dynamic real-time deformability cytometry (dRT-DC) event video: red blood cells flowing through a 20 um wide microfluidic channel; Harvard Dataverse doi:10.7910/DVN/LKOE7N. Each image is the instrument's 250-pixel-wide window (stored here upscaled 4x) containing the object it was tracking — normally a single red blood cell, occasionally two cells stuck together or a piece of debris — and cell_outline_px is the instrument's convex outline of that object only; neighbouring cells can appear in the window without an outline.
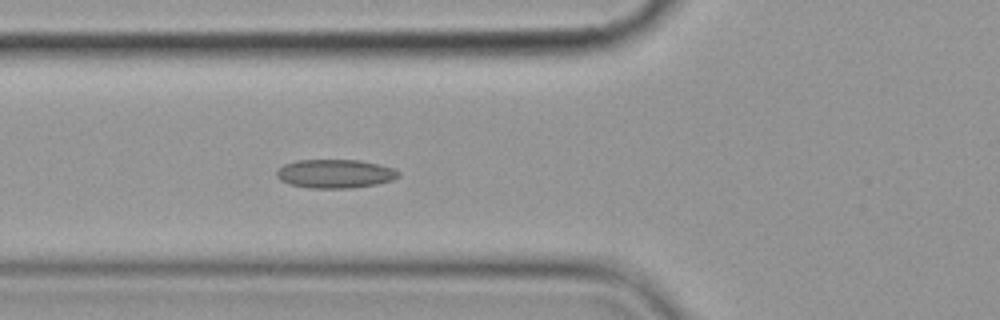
{"species": "common noctule bat (a hibernating species)", "species_latin": "Nyctalus noctula", "temperature_condition": "cold", "stored_images_in_passage": 5, "camera_frame_rate_fps": 3000, "um_per_image_px": 0.085, "animal": {"sex": "female", "body_mass_g": 19.9}, "frame": {"image": 1, "passage_image": 5, "time_ms": 5.333, "image_size_px": [1000, 320], "cell_outline_px": [[400, 176], [392, 180], [376, 184], [352, 188], [312, 188], [292, 184], [280, 180], [276, 176], [276, 172], [284, 164], [296, 160], [360, 160], [392, 168], [400, 172]], "centroid_in_image_um": [28.48, 14.76], "position_along_channel_um": 97.3, "area_um2": 20.23}}